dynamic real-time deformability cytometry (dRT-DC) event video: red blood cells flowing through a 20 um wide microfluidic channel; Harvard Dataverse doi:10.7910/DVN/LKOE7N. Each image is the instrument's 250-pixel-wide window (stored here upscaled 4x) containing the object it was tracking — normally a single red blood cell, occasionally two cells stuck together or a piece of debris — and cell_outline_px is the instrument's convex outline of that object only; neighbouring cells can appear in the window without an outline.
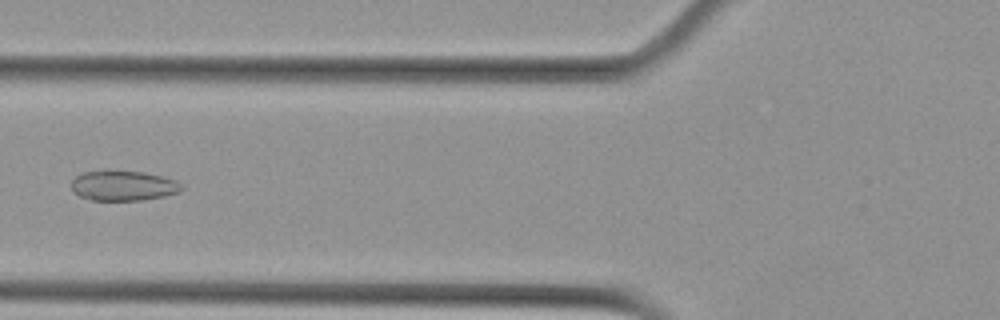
{"species": "Egyptian fruit bat (a non-hibernating species)", "species_latin": "Rousettus aegyptiacus", "temperature_condition": "cold", "stored_images_in_passage": 8, "camera_frame_rate_fps": 3000, "um_per_image_px": 0.085, "animal": {"sex": "female"}, "frame": {"image": 1, "passage_image": 6, "time_ms": 1.667, "image_size_px": [1000, 320], "cell_outline_px": [[184, 188], [180, 192], [164, 196], [140, 200], [92, 200], [80, 196], [72, 192], [72, 180], [76, 176], [84, 172], [144, 172], [176, 180], [184, 184]], "centroid_in_image_um": [10.52, 15.8], "position_along_channel_um": 115.3, "area_um2": 19.02}}
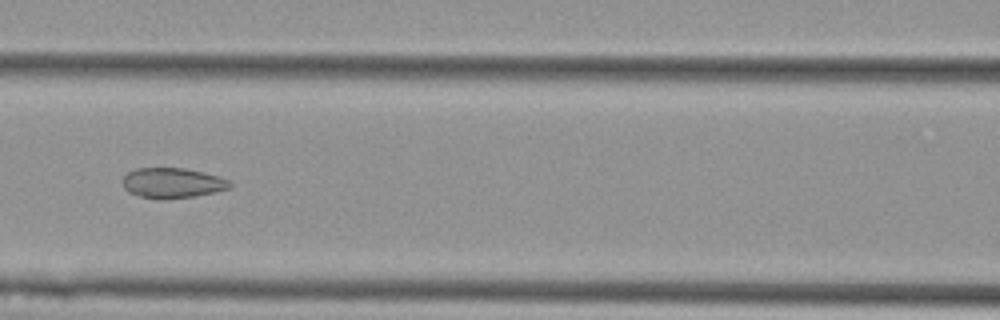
{"frame": {"image": 2, "passage_image": 7, "time_ms": 2.0, "image_size_px": [1000, 320], "cell_outline_px": [[232, 184], [228, 188], [216, 192], [196, 196], [140, 196], [128, 192], [124, 188], [124, 176], [128, 172], [136, 168], [184, 168], [204, 172], [220, 176], [228, 180]], "centroid_in_image_um": [14.69, 15.5], "position_along_channel_um": 151.9, "area_um2": 18.15}}
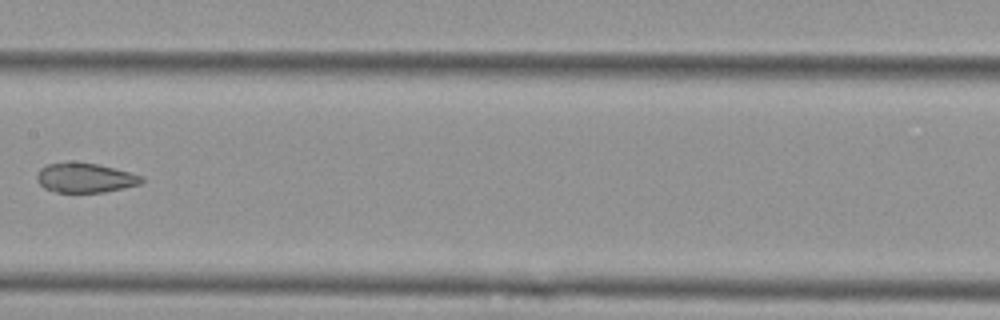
{"frame": {"image": 3, "passage_image": 8, "time_ms": 2.333, "image_size_px": [1000, 320], "cell_outline_px": [[144, 180], [140, 184], [124, 188], [104, 192], [56, 192], [44, 188], [40, 184], [36, 176], [40, 168], [48, 164], [72, 160], [96, 164], [144, 176]], "centroid_in_image_um": [7.21, 15.1], "position_along_channel_um": 200.2, "area_um2": 18.15}}